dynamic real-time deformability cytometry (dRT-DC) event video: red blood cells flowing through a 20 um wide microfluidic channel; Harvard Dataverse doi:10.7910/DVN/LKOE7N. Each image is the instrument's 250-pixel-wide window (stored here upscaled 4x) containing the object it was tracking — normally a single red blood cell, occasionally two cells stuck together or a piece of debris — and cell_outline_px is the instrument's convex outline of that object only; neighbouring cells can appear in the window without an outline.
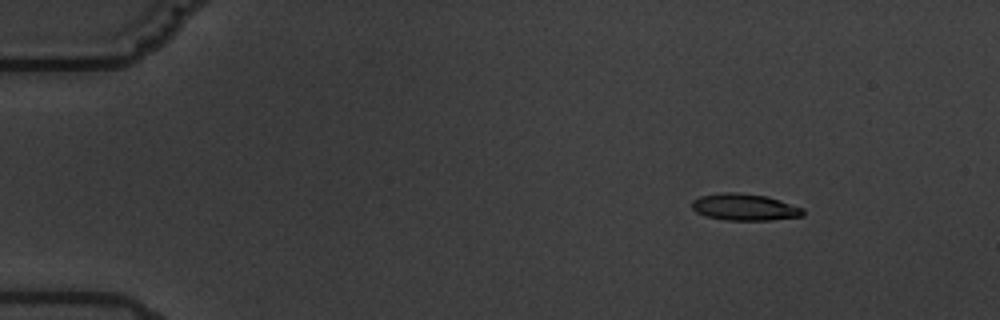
{"species": "common noctule bat (a hibernating species)", "species_latin": "Nyctalus noctula", "temperature_condition": "warm", "stored_images_in_passage": 7, "camera_frame_rate_fps": 3000, "um_per_image_px": 0.085, "animal": {"sex": "male", "body_mass_g": 19.5, "forearm_length_mm": 54.6}, "frame": {"image": 1, "passage_image": 3, "time_ms": 2.333, "image_size_px": [1000, 320], "cell_outline_px": [[804, 216], [772, 220], [724, 220], [704, 216], [696, 212], [692, 208], [692, 200], [700, 196], [720, 192], [736, 192], [764, 196], [780, 200], [804, 208]], "centroid_in_image_um": [63.28, 17.61], "position_along_channel_um": 21.7, "area_um2": 17.46}}